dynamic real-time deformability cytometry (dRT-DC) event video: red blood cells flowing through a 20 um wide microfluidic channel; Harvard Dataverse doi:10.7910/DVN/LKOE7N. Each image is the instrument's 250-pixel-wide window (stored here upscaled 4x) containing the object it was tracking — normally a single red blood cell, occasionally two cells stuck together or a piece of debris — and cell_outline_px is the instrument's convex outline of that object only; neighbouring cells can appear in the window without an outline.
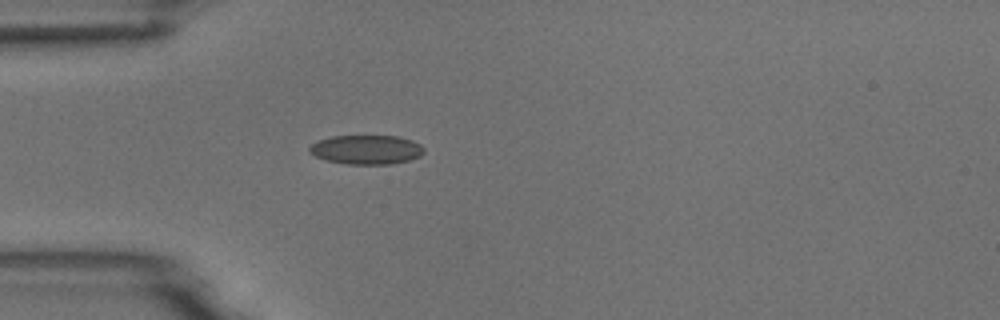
{"species": "common noctule bat (a hibernating species)", "species_latin": "Nyctalus noctula", "temperature_condition": "room temperature", "stored_images_in_passage": 1, "camera_frame_rate_fps": 3000, "um_per_image_px": 0.085, "animal": {"sex": "male", "body_mass_g": 18.8}, "frame": {"image": 1, "passage_image": 1, "time_ms": 0.0, "image_size_px": [1000, 320], "cell_outline_px": [[424, 152], [420, 156], [408, 160], [392, 164], [348, 164], [328, 160], [316, 156], [308, 152], [308, 148], [312, 144], [320, 140], [332, 136], [396, 136], [412, 140], [420, 144], [424, 148]], "centroid_in_image_um": [31.16, 12.72], "position_along_channel_um": 53.8, "area_um2": 19.36}}